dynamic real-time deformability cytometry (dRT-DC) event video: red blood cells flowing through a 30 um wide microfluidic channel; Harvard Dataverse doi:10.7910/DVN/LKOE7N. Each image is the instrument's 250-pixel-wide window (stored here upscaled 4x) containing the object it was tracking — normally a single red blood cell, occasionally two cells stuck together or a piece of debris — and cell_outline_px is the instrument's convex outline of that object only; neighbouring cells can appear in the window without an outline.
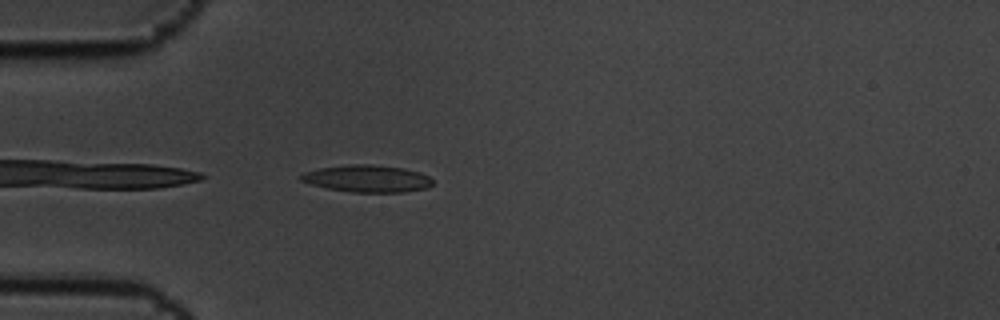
{"species": "common noctule bat (a hibernating species)", "species_latin": "Nyctalus noctula", "temperature_condition": "cold", "stored_images_in_passage": 3, "camera_frame_rate_fps": 3000, "um_per_image_px": 0.085, "animal": {"sex": "male", "body_mass_g": 19.5, "forearm_length_mm": 54.6}, "frame": {"image": 1, "passage_image": 3, "time_ms": 0.667, "image_size_px": [1000, 320], "cell_outline_px": [[432, 184], [428, 188], [404, 192], [352, 192], [328, 188], [312, 184], [300, 180], [300, 176], [304, 172], [320, 168], [348, 164], [372, 164], [404, 168], [420, 172], [428, 176], [432, 180]], "centroid_in_image_um": [31.24, 15.17], "position_along_channel_um": 53.8, "area_um2": 20.75}}